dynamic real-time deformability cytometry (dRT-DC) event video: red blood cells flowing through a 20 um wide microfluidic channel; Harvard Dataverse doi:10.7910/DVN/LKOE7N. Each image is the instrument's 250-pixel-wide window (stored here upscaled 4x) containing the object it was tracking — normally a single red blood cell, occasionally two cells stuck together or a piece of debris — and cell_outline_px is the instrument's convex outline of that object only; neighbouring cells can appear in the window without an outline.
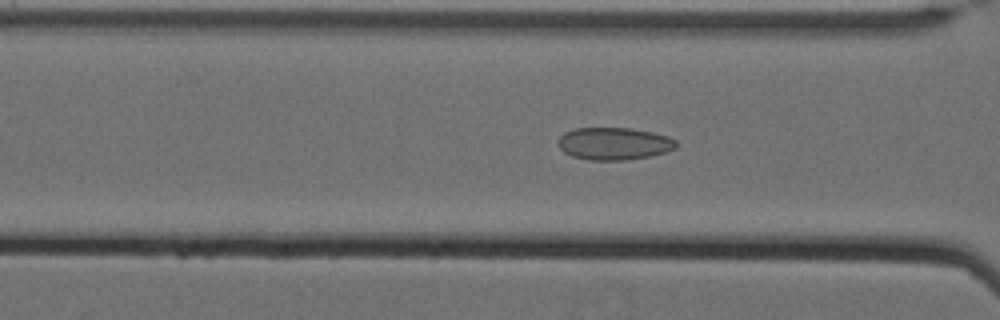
{"species": "Egyptian fruit bat (a non-hibernating species)", "species_latin": "Rousettus aegyptiacus", "temperature_condition": "cold", "stored_images_in_passage": 60, "camera_frame_rate_fps": 3000, "um_per_image_px": 0.085, "animal": {"sex": "female"}, "frame": {"image": 1, "passage_image": 28, "time_ms": 9.0, "image_size_px": [1000, 320], "cell_outline_px": [[676, 148], [652, 156], [628, 160], [588, 160], [572, 156], [564, 152], [556, 144], [560, 136], [564, 132], [576, 128], [628, 128], [652, 132], [668, 136], [676, 140]], "centroid_in_image_um": [52.17, 12.21], "position_along_channel_um": 114.4, "area_um2": 22.43}}
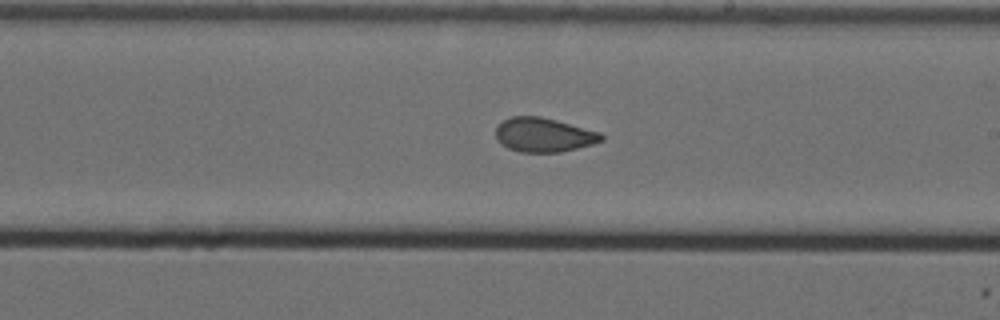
{"frame": {"image": 2, "passage_image": 39, "time_ms": 12.667, "image_size_px": [1000, 320], "cell_outline_px": [[604, 140], [592, 144], [560, 152], [520, 152], [508, 148], [500, 144], [496, 140], [496, 128], [504, 120], [512, 116], [540, 116], [556, 120], [600, 132], [604, 136]], "centroid_in_image_um": [46.2, 11.47], "position_along_channel_um": 242.8, "area_um2": 20.98}}
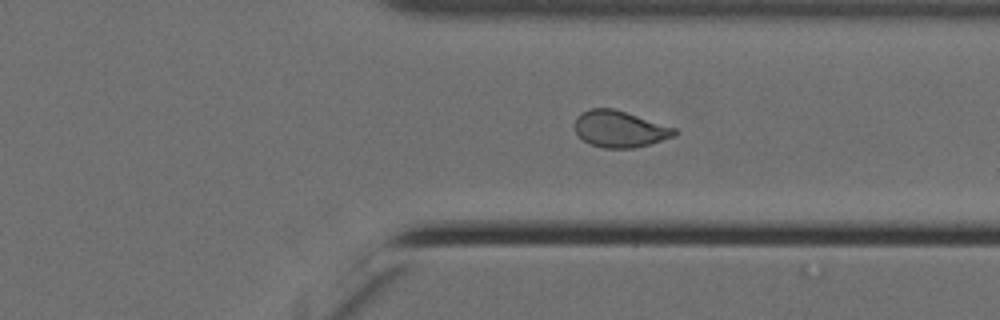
{"frame": {"image": 3, "passage_image": 49, "time_ms": 16.0, "image_size_px": [1000, 320], "cell_outline_px": [[680, 132], [676, 136], [648, 144], [632, 148], [604, 148], [592, 144], [584, 140], [576, 132], [572, 124], [576, 116], [580, 112], [588, 108], [612, 108], [676, 128]], "centroid_in_image_um": [52.65, 10.95], "position_along_channel_um": 358.8, "area_um2": 21.27}}